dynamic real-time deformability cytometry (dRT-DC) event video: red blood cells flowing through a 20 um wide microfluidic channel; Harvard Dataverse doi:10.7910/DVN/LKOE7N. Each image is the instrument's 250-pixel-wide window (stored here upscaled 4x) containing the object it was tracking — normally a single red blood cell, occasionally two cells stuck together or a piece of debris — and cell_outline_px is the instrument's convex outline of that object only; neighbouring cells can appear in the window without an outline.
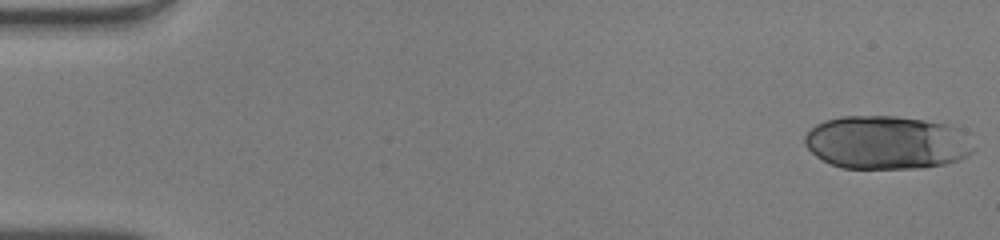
{"species": "human", "species_latin": "Homo sapiens", "temperature_condition": "warm", "stored_images_in_passage": 49, "camera_frame_rate_fps": 3000, "um_per_image_px": 0.085, "donor": {"sex": "male"}, "frame": {"image": 1, "passage_image": 1, "time_ms": 0.0, "image_size_px": [1000, 240], "cell_outline_px": [[976, 148], [968, 156], [960, 160], [944, 164], [912, 168], [840, 168], [816, 156], [804, 144], [804, 136], [816, 124], [824, 120], [840, 116], [896, 116], [924, 120], [948, 124], [956, 128]], "centroid_in_image_um": [75.34, 12.11], "position_along_channel_um": 9.7, "area_um2": 52.37}}
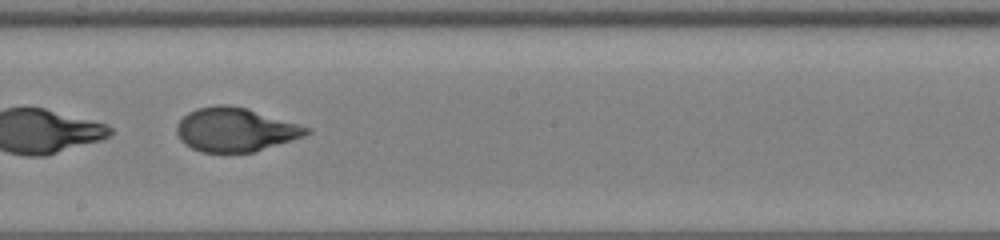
{"frame": {"image": 2, "passage_image": 29, "time_ms": 9.333, "image_size_px": [1000, 240], "cell_outline_px": [[312, 132], [304, 136], [252, 152], [200, 152], [184, 144], [180, 140], [176, 132], [176, 124], [188, 112], [196, 108], [216, 104], [228, 104], [248, 108], [312, 128]], "centroid_in_image_um": [19.98, 11.0], "position_along_channel_um": 228.2, "area_um2": 33.29}}
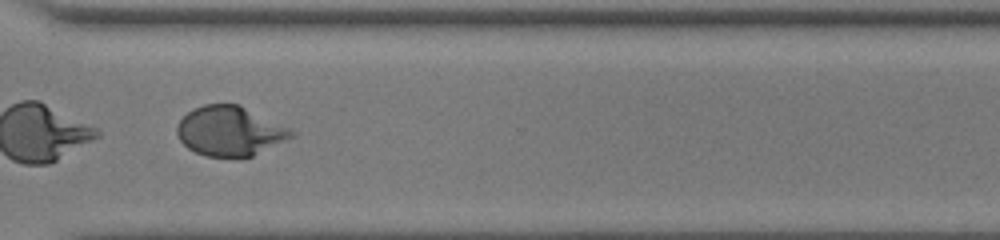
{"frame": {"image": 3, "passage_image": 38, "time_ms": 12.333, "image_size_px": [1000, 240], "cell_outline_px": [[296, 136], [252, 156], [204, 156], [188, 148], [180, 140], [176, 132], [176, 128], [180, 120], [192, 108], [204, 104], [240, 104], [296, 132]], "centroid_in_image_um": [19.53, 11.13], "position_along_channel_um": 351.1, "area_um2": 32.89}, "authors_computed_cell_mechanics": {"area_um2": 33.8708, "velocity_mm_per_s": 4.0931, "shape_relaxation_time_tau1_ms": 2.1493, "shape_relaxation_time_tau2_ms": 1.3127, "deformation_change_tau1": 0.3667, "deformation_change_tau2": 0.0575}}